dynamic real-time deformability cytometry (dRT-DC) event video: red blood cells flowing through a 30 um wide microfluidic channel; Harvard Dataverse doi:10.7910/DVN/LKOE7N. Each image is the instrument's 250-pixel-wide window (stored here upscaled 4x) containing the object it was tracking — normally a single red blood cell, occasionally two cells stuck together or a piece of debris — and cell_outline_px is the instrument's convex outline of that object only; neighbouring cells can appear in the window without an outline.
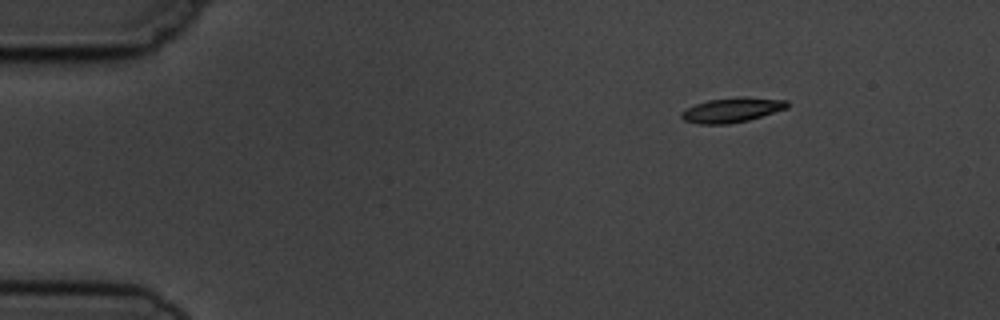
{"species": "common noctule bat (a hibernating species)", "species_latin": "Nyctalus noctula", "temperature_condition": "cold", "stored_images_in_passage": 5, "segment_of_instrument_passage": [2, 2], "camera_frame_rate_fps": 3000, "um_per_image_px": 0.085, "animal": {"sex": "male", "body_mass_g": 19.5, "forearm_length_mm": 54.6}, "frame": {"image": 1, "passage_image": 5, "time_ms": 5.333, "image_size_px": [1000, 320], "cell_outline_px": [[788, 108], [748, 120], [728, 124], [700, 124], [684, 120], [680, 116], [680, 112], [696, 104], [708, 100], [740, 96], [744, 96], [788, 100]], "centroid_in_image_um": [62.23, 9.34], "position_along_channel_um": 22.8, "area_um2": 15.26}}